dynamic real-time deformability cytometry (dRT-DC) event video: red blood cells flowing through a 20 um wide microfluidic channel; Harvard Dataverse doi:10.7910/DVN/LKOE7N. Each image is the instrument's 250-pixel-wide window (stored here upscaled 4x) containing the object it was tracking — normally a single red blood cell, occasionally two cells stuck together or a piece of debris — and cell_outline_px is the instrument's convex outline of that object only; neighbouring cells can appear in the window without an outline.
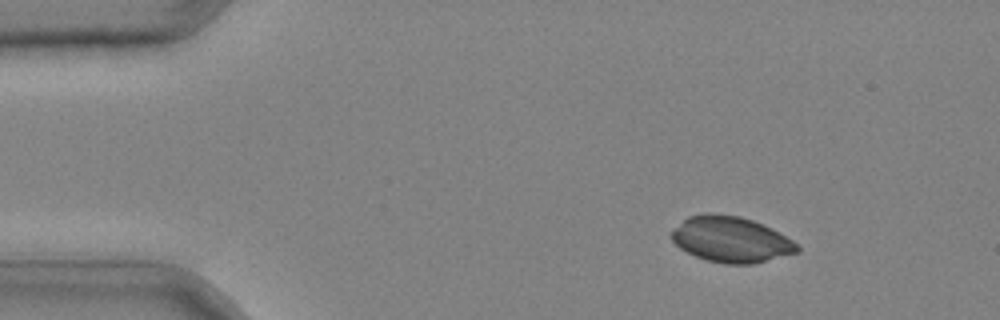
{"species": "common noctule bat (a hibernating species)", "species_latin": "Nyctalus noctula", "temperature_condition": "cold", "stored_images_in_passage": 42, "camera_frame_rate_fps": 3000, "um_per_image_px": 0.085, "animal": {"sex": "male", "body_mass_g": 20.4}, "frame": {"image": 1, "passage_image": 6, "time_ms": 1.667, "image_size_px": [1000, 320], "cell_outline_px": [[800, 252], [752, 264], [724, 264], [708, 260], [696, 256], [680, 248], [672, 240], [672, 228], [688, 216], [704, 212], [712, 212], [740, 216], [764, 224], [772, 228], [792, 240], [800, 248]], "centroid_in_image_um": [62.13, 20.33], "position_along_channel_um": 22.9, "area_um2": 33.7}}
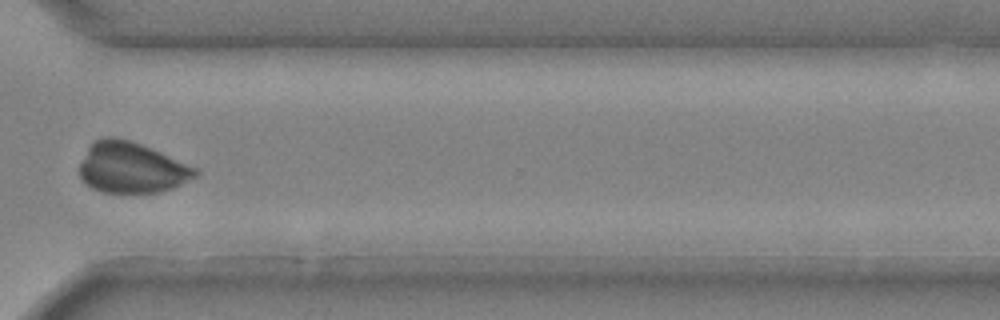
{"frame": {"image": 2, "passage_image": 33, "time_ms": 10.667, "image_size_px": [1000, 320], "cell_outline_px": [[200, 172], [196, 176], [172, 188], [160, 192], [104, 192], [92, 188], [80, 176], [80, 164], [88, 144], [92, 140], [104, 136], [112, 136], [128, 140], [140, 144], [200, 168]], "centroid_in_image_um": [11.18, 14.23], "position_along_channel_um": 359.4, "area_um2": 34.28}}
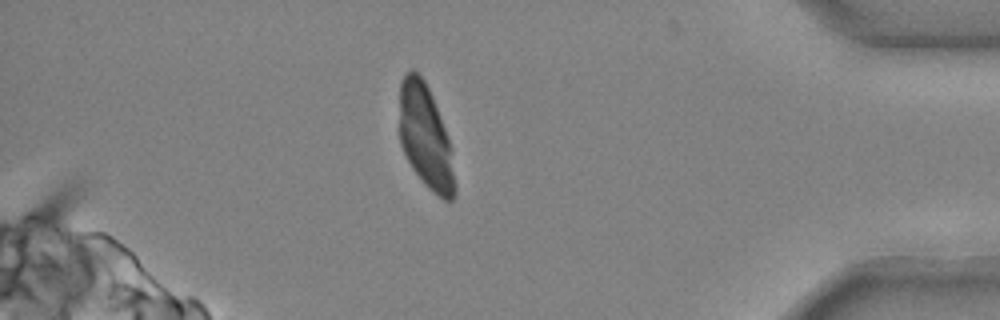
{"frame": {"image": 3, "passage_image": 38, "time_ms": 12.333, "image_size_px": [1000, 320], "cell_outline_px": [[456, 196], [452, 200], [444, 200], [432, 192], [424, 184], [412, 168], [400, 144], [400, 80], [412, 68], [424, 80], [432, 96], [452, 148], [456, 184]], "centroid_in_image_um": [36.19, 11.69], "position_along_channel_um": 399.0, "area_um2": 33.58}}